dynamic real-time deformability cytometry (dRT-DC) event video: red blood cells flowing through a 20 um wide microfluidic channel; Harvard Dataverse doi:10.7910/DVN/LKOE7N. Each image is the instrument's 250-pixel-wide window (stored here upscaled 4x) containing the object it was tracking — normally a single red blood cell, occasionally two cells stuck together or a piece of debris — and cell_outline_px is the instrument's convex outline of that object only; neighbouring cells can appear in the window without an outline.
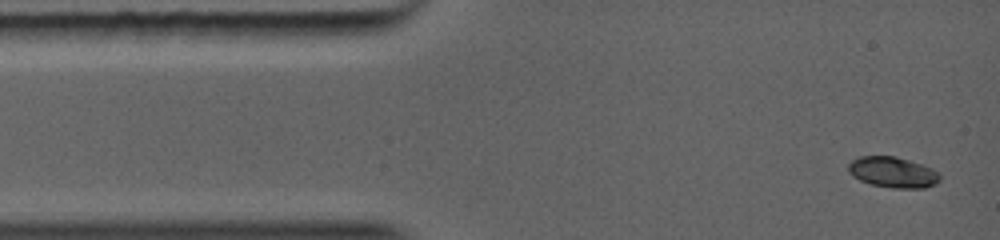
{"species": "common noctule bat (a hibernating species)", "species_latin": "Nyctalus noctula", "temperature_condition": "warm", "stored_images_in_passage": 13, "camera_frame_rate_fps": 5000, "um_per_image_px": 0.085, "animal": {"sex": "female", "body_mass_g": 19.0, "forearm_length_mm": 56.7}, "frame": {"image": 1, "passage_image": 1, "time_ms": 0.0, "image_size_px": [1000, 240], "cell_outline_px": [[940, 180], [936, 184], [924, 188], [892, 188], [872, 184], [860, 180], [852, 176], [848, 172], [848, 164], [852, 160], [860, 156], [896, 156], [932, 168], [940, 172]], "centroid_in_image_um": [75.9, 14.64], "position_along_channel_um": 9.1, "area_um2": 16.47}}
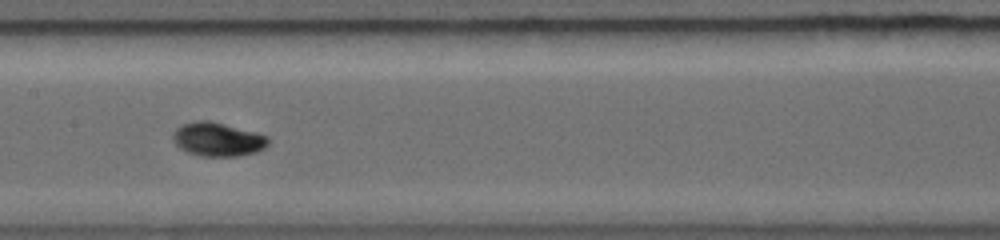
{"frame": {"image": 2, "passage_image": 7, "time_ms": 5.0, "image_size_px": [1000, 240], "cell_outline_px": [[268, 140], [264, 148], [256, 152], [236, 156], [200, 156], [188, 152], [180, 148], [176, 140], [176, 136], [180, 128], [188, 124], [220, 124], [264, 136]], "centroid_in_image_um": [18.58, 11.94], "position_along_channel_um": 188.8, "area_um2": 16.76}}
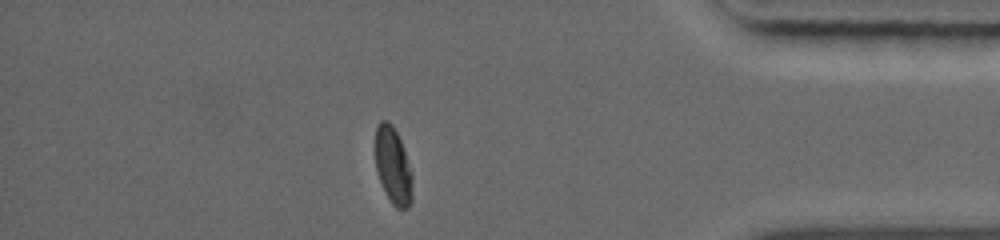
{"frame": {"image": 3, "passage_image": 13, "time_ms": 10.0, "image_size_px": [1000, 240], "cell_outline_px": [[412, 200], [408, 208], [396, 208], [392, 204], [380, 180], [376, 168], [376, 128], [384, 120], [396, 132], [400, 140], [404, 152], [408, 172], [412, 196]], "centroid_in_image_um": [33.37, 14.15], "position_along_channel_um": 401.8, "area_um2": 15.32}}